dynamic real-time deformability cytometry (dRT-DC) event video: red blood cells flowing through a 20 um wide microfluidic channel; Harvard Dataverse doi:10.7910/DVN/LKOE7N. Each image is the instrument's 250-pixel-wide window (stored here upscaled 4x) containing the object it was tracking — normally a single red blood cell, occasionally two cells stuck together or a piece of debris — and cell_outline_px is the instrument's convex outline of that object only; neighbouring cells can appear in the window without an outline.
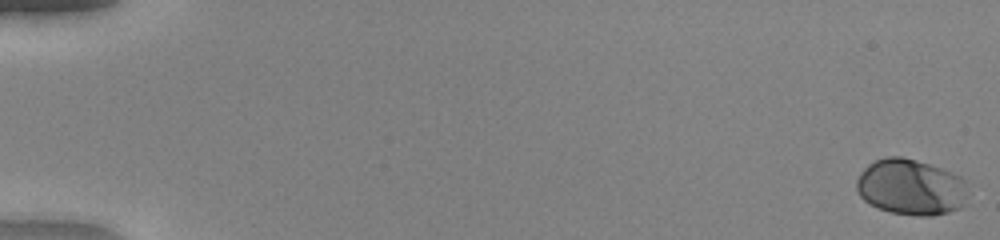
{"species": "human", "species_latin": "Homo sapiens", "temperature_condition": "warm", "stored_images_in_passage": 53, "camera_frame_rate_fps": 3000, "um_per_image_px": 0.085, "donor": {"sex": "female"}, "frame": {"image": 1, "passage_image": 1, "time_ms": 0.0, "image_size_px": [1000, 240], "cell_outline_px": [[968, 196], [960, 208], [948, 212], [932, 216], [916, 216], [888, 212], [876, 208], [868, 204], [860, 196], [856, 188], [856, 180], [860, 172], [868, 164], [884, 156], [900, 156], [916, 160], [952, 172], [960, 176], [964, 180]], "centroid_in_image_um": [77.39, 15.92], "position_along_channel_um": 7.6, "area_um2": 36.7}}
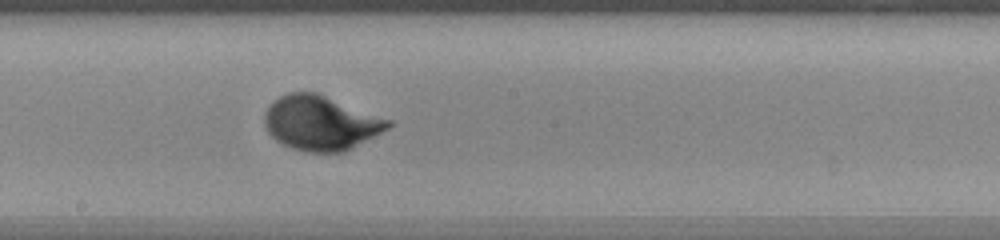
{"frame": {"image": 2, "passage_image": 31, "time_ms": 10.0, "image_size_px": [1000, 240], "cell_outline_px": [[392, 124], [388, 128], [352, 148], [344, 152], [308, 152], [292, 148], [276, 140], [268, 132], [264, 124], [264, 112], [272, 100], [288, 92], [316, 92], [392, 120]], "centroid_in_image_um": [27.23, 10.44], "position_along_channel_um": 221.0, "area_um2": 39.25}}
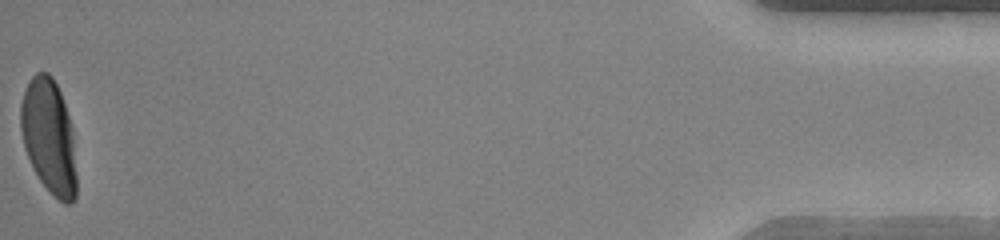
{"frame": {"image": 3, "passage_image": 53, "time_ms": 17.333, "image_size_px": [1000, 240], "cell_outline_px": [[76, 196], [72, 204], [64, 204], [40, 180], [24, 148], [20, 128], [20, 104], [24, 92], [32, 76], [36, 72], [48, 72], [52, 76], [60, 92], [72, 128], [76, 172]], "centroid_in_image_um": [4.16, 11.59], "position_along_channel_um": 431.0, "area_um2": 36.88}, "authors_computed_cell_mechanics": {"area_um2": 36.6452, "velocity_mm_per_s": 4.036, "shape_relaxation_time_tau1_ms": 2.262, "shape_relaxation_time_tau2_ms": null, "deformation_change_tau1": 0.1608, "deformation_change_tau2": null}}